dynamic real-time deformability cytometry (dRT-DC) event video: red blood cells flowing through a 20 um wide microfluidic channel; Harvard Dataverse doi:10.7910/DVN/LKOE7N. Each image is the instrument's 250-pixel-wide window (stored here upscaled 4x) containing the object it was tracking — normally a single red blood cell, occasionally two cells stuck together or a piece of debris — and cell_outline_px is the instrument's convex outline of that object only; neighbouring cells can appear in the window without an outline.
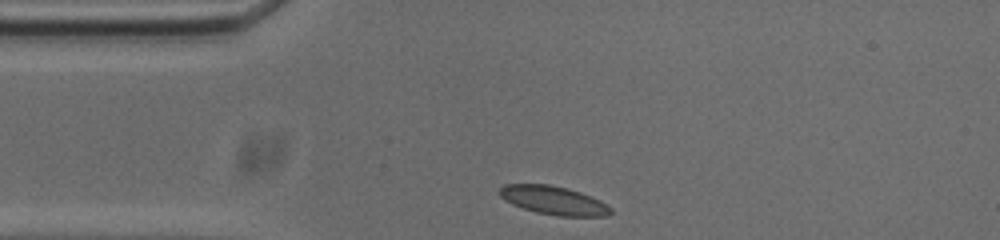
{"species": "common noctule bat (a hibernating species)", "species_latin": "Nyctalus noctula", "temperature_condition": "cold", "stored_images_in_passage": 32, "camera_frame_rate_fps": 3000, "um_per_image_px": 0.085, "animal": {"sex": "male", "body_mass_g": 20.0, "forearm_length_mm": 53.3}, "frame": {"image": 1, "passage_image": 1, "time_ms": 0.0, "image_size_px": [1000, 240], "cell_outline_px": [[612, 212], [608, 216], [556, 216], [536, 212], [512, 204], [504, 200], [500, 196], [500, 188], [504, 184], [548, 184], [568, 188], [580, 192], [600, 200], [608, 204], [612, 208]], "centroid_in_image_um": [47.08, 17.03], "position_along_channel_um": 37.9, "area_um2": 18.55}}
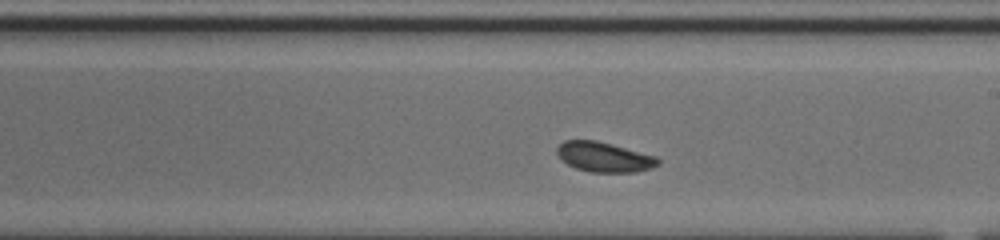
{"frame": {"image": 2, "passage_image": 19, "time_ms": 6.0, "image_size_px": [1000, 240], "cell_outline_px": [[660, 164], [652, 168], [636, 172], [592, 172], [576, 168], [560, 160], [556, 152], [556, 148], [564, 140], [596, 140], [612, 144], [656, 156], [660, 160]], "centroid_in_image_um": [51.35, 13.34], "position_along_channel_um": 237.7, "area_um2": 17.69}}
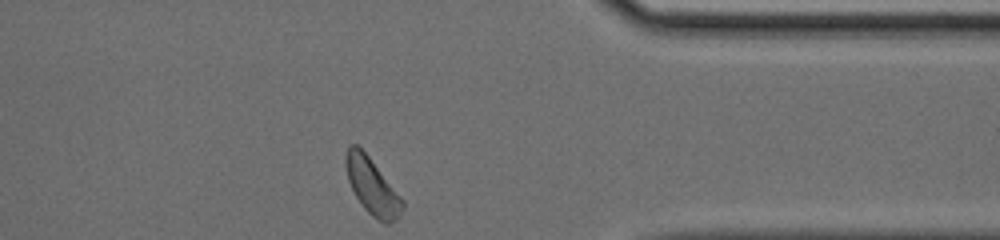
{"frame": {"image": 3, "passage_image": 32, "time_ms": 10.333, "image_size_px": [1000, 240], "cell_outline_px": [[404, 208], [400, 216], [396, 220], [388, 224], [384, 224], [372, 216], [364, 208], [356, 196], [348, 180], [344, 164], [344, 156], [348, 144], [356, 144], [368, 156], [404, 200]], "centroid_in_image_um": [31.63, 15.85], "position_along_channel_um": 379.8, "area_um2": 18.61}, "authors_computed_cell_mechanics": {"area_um2": 17.8024, "velocity_mm_per_s": 3.6704, "shape_relaxation_time_tau1_ms": 3.6275, "shape_relaxation_time_tau2_ms": 1.3365, "deformation_change_tau1": 0.0949, "deformation_change_tau2": 0.0614}}